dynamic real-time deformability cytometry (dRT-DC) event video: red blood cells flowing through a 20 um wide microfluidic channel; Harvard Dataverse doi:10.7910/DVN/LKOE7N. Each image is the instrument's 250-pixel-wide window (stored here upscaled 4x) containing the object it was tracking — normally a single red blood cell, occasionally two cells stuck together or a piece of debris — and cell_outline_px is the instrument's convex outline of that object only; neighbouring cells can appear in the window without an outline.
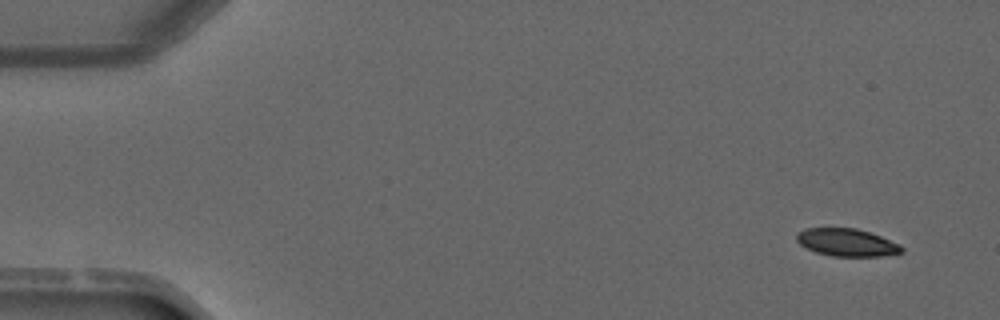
{"species": "common noctule bat (a hibernating species)", "species_latin": "Nyctalus noctula", "temperature_condition": "warm", "stored_images_in_passage": 4, "camera_frame_rate_fps": 3000, "um_per_image_px": 0.085, "animal": {"sex": "male", "forearm_length_mm": 52.5}, "frame": {"image": 1, "passage_image": 1, "time_ms": 0.0, "image_size_px": [1000, 320], "cell_outline_px": [[904, 252], [880, 256], [832, 256], [816, 252], [800, 244], [796, 240], [796, 232], [804, 228], [856, 228], [880, 236], [900, 244], [904, 248]], "centroid_in_image_um": [71.97, 20.6], "position_along_channel_um": 13.0, "area_um2": 16.88}}
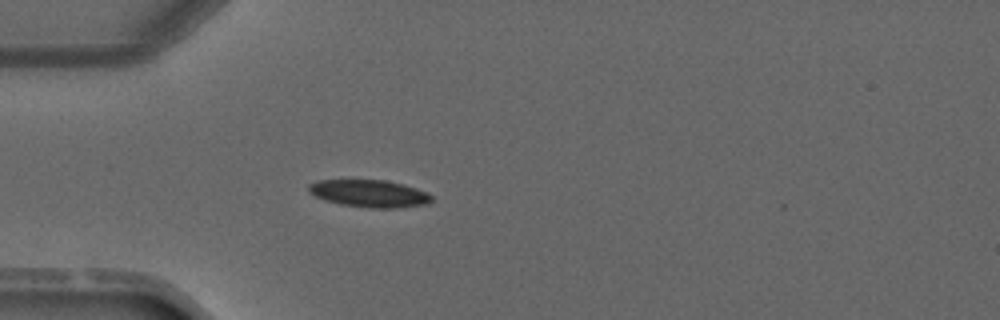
{"frame": {"image": 2, "passage_image": 4, "time_ms": 3.333, "image_size_px": [1000, 320], "cell_outline_px": [[432, 200], [428, 204], [392, 208], [372, 208], [340, 204], [316, 196], [308, 192], [308, 184], [320, 180], [384, 180], [404, 184], [428, 192], [432, 196]], "centroid_in_image_um": [31.42, 16.44], "position_along_channel_um": 53.6, "area_um2": 19.48}}